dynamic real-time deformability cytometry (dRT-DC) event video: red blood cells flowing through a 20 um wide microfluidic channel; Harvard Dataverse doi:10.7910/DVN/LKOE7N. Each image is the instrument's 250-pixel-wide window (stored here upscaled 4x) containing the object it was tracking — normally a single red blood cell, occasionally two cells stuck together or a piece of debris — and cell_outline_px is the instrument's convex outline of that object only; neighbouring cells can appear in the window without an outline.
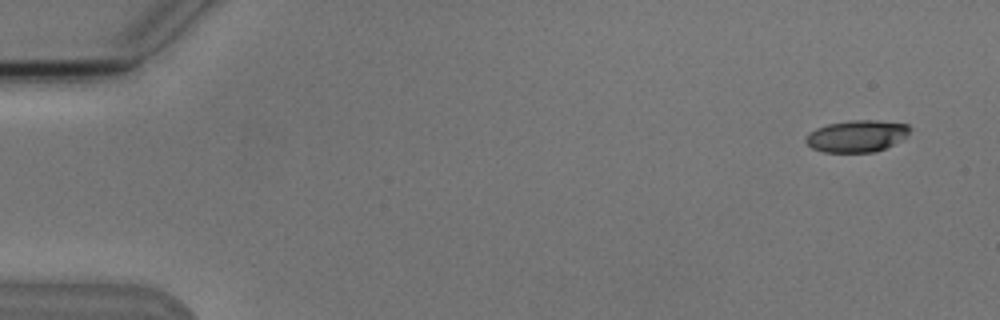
{"species": "Egyptian fruit bat (a non-hibernating species)", "species_latin": "Rousettus aegyptiacus", "temperature_condition": "cold", "stored_images_in_passage": 6, "segment_of_instrument_passage": [1, 2], "camera_frame_rate_fps": 3000, "um_per_image_px": 0.085, "animal": {"sex": "male"}, "frame": {"image": 1, "passage_image": 1, "time_ms": 0.0, "image_size_px": [1000, 320], "cell_outline_px": [[912, 128], [900, 140], [884, 148], [872, 152], [824, 152], [812, 148], [804, 140], [808, 132], [816, 128], [828, 124], [852, 120], [876, 120], [908, 124]], "centroid_in_image_um": [72.79, 11.56], "position_along_channel_um": 12.2, "area_um2": 19.13}}
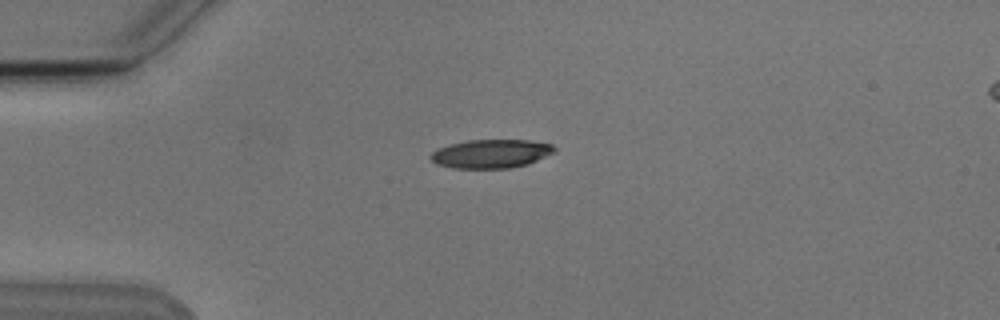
{"frame": {"image": 2, "passage_image": 4, "time_ms": 3.667, "image_size_px": [1000, 320], "cell_outline_px": [[556, 152], [528, 164], [512, 168], [452, 168], [436, 164], [428, 156], [432, 152], [448, 144], [468, 140], [528, 140], [552, 144], [556, 148]], "centroid_in_image_um": [41.75, 13.07], "position_along_channel_um": 43.3, "area_um2": 20.81}}